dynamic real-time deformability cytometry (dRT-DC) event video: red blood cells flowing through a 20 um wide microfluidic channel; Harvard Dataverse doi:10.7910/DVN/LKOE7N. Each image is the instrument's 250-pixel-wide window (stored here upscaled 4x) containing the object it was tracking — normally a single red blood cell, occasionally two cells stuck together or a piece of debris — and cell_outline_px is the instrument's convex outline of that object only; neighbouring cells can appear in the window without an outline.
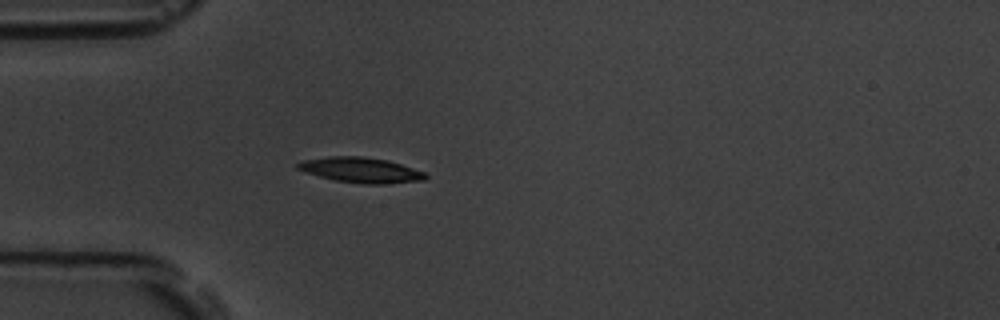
{"species": "common noctule bat (a hibernating species)", "species_latin": "Nyctalus noctula", "temperature_condition": "room temperature", "stored_images_in_passage": 3, "camera_frame_rate_fps": 3000, "um_per_image_px": 0.085, "animal": {"sex": "male", "body_mass_g": 19.5, "forearm_length_mm": 54.6}, "frame": {"image": 1, "passage_image": 3, "time_ms": 2.333, "image_size_px": [1000, 320], "cell_outline_px": [[428, 176], [424, 180], [384, 184], [364, 184], [336, 180], [304, 172], [296, 168], [296, 164], [304, 160], [328, 156], [364, 156], [388, 160], [424, 172]], "centroid_in_image_um": [30.66, 14.45], "position_along_channel_um": 54.3, "area_um2": 18.73}}